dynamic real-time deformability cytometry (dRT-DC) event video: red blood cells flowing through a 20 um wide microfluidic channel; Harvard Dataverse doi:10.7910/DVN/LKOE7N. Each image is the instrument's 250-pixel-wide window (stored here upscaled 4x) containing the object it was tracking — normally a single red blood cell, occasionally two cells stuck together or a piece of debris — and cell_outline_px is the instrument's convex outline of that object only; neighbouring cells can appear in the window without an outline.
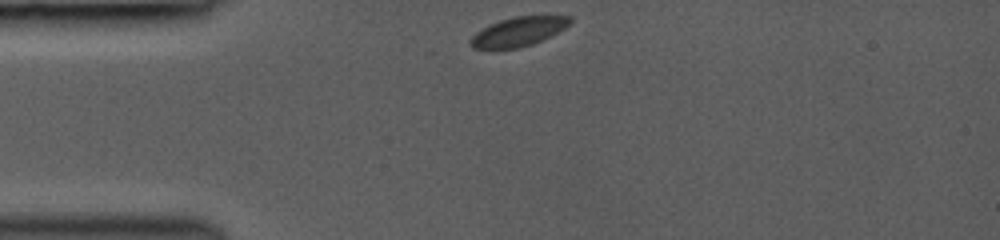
{"species": "common noctule bat (a hibernating species)", "species_latin": "Nyctalus noctula", "temperature_condition": "room temperature", "stored_images_in_passage": 27, "camera_frame_rate_fps": 3000, "um_per_image_px": 0.085, "animal": {"sex": "female", "body_mass_g": 19.0, "forearm_length_mm": 53.3}, "frame": {"image": 1, "passage_image": 1, "time_ms": 0.0, "image_size_px": [1000, 240], "cell_outline_px": [[572, 20], [564, 28], [532, 44], [520, 48], [492, 52], [472, 48], [472, 36], [476, 32], [500, 20], [516, 16], [572, 16]], "centroid_in_image_um": [44.0, 2.74], "position_along_channel_um": 41.0, "area_um2": 16.99}}
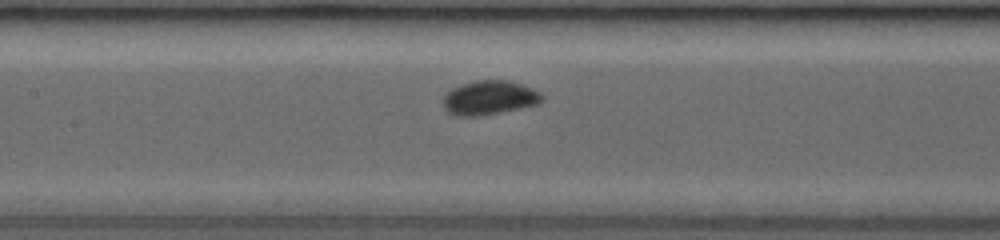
{"frame": {"image": 2, "passage_image": 14, "time_ms": 3.667, "image_size_px": [1000, 240], "cell_outline_px": [[544, 96], [540, 104], [480, 116], [456, 116], [448, 112], [444, 108], [444, 96], [452, 88], [460, 84], [476, 80], [512, 80], [532, 88], [540, 92]], "centroid_in_image_um": [41.62, 8.3], "position_along_channel_um": 165.8, "area_um2": 19.83}}
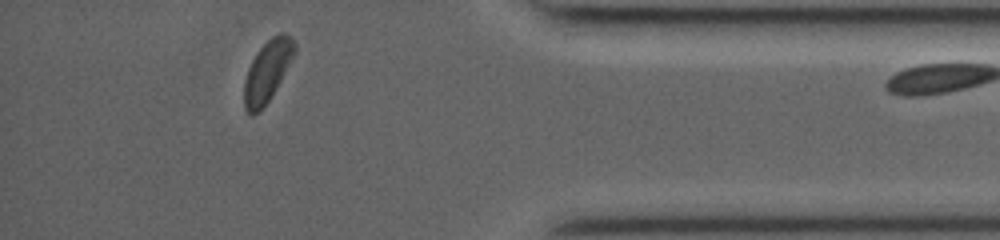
{"frame": {"image": 3, "passage_image": 26, "time_ms": 10.0, "image_size_px": [1000, 240], "cell_outline_px": [[296, 52], [276, 88], [268, 100], [252, 116], [244, 108], [244, 80], [248, 68], [256, 52], [272, 36], [280, 32], [284, 32], [292, 36], [296, 44]], "centroid_in_image_um": [22.74, 5.99], "position_along_channel_um": 412.5, "area_um2": 17.8}}